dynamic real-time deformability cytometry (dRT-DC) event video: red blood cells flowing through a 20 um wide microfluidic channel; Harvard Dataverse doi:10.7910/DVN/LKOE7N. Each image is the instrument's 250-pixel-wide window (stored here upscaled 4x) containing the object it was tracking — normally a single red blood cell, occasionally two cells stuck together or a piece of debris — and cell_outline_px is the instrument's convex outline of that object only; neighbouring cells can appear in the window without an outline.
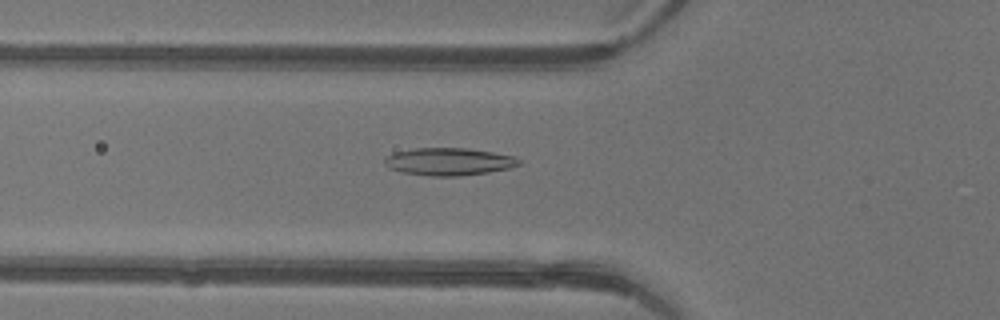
{"species": "common noctule bat (a hibernating species)", "species_latin": "Nyctalus noctula", "temperature_condition": "warm", "stored_images_in_passage": 46, "camera_frame_rate_fps": 3000, "um_per_image_px": 0.085, "animal": {"sex": "female"}, "frame": {"image": 1, "passage_image": 17, "time_ms": 5.333, "image_size_px": [1000, 320], "cell_outline_px": [[520, 164], [508, 168], [488, 172], [460, 176], [428, 176], [400, 172], [388, 168], [384, 164], [384, 160], [392, 152], [412, 148], [468, 148], [516, 156], [520, 160]], "centroid_in_image_um": [38.11, 13.73], "position_along_channel_um": 87.7, "area_um2": 21.73}}
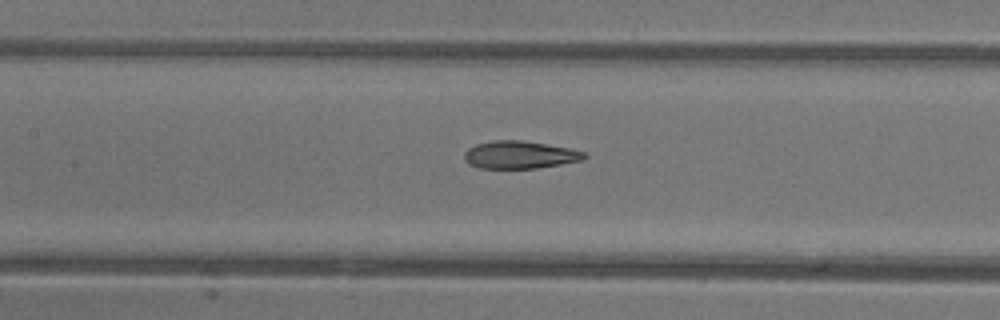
{"frame": {"image": 2, "passage_image": 22, "time_ms": 7.0, "image_size_px": [1000, 320], "cell_outline_px": [[588, 156], [584, 160], [536, 168], [480, 168], [468, 164], [464, 160], [464, 152], [468, 148], [476, 144], [492, 140], [520, 140], [548, 144], [568, 148], [584, 152]], "centroid_in_image_um": [44.16, 13.15], "position_along_channel_um": 163.2, "area_um2": 19.36}}
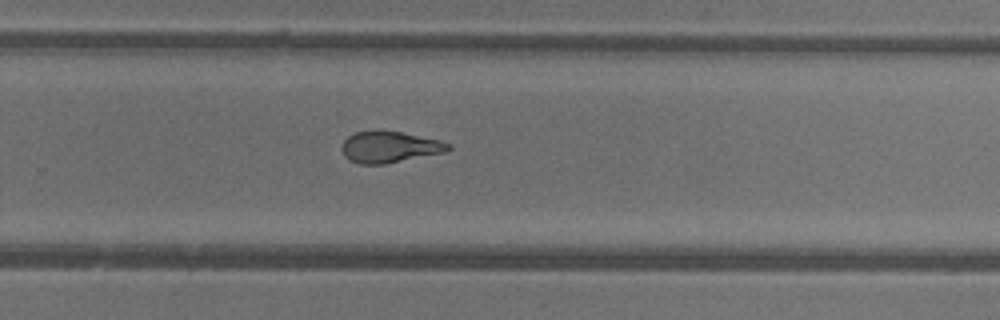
{"frame": {"image": 3, "passage_image": 31, "time_ms": 10.0, "image_size_px": [1000, 320], "cell_outline_px": [[452, 148], [448, 152], [384, 164], [360, 164], [348, 160], [344, 156], [340, 148], [344, 140], [348, 136], [356, 132], [400, 132], [440, 140], [452, 144]], "centroid_in_image_um": [33.14, 12.52], "position_along_channel_um": 296.7, "area_um2": 19.36}, "authors_computed_cell_mechanics": {"area_um2": 20.8658, "velocity_mm_per_s": 4.4768, "shape_relaxation_time_tau1_ms": 8.4025, "shape_relaxation_time_tau2_ms": 1.1456, "deformation_change_tau1": 0.2633, "deformation_change_tau2": 0.0821}}